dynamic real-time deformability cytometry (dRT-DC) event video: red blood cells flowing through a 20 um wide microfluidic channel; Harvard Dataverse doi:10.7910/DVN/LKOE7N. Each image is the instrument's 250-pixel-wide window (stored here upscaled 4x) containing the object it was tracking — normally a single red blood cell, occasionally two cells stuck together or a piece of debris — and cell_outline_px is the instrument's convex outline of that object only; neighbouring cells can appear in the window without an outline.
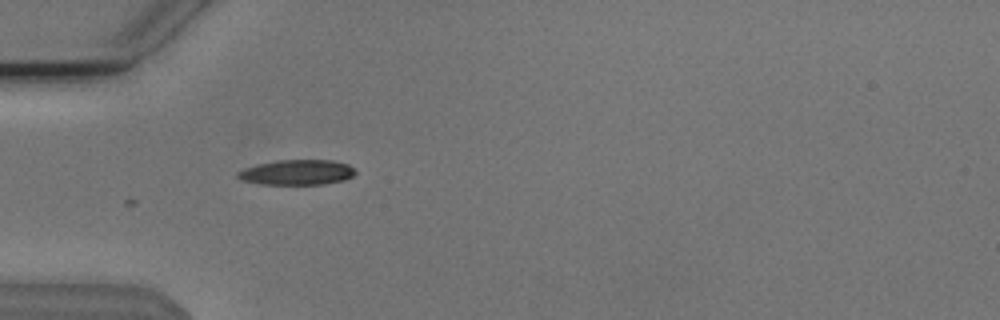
{"species": "Egyptian fruit bat (a non-hibernating species)", "species_latin": "Rousettus aegyptiacus", "temperature_condition": "cold", "stored_images_in_passage": 22, "camera_frame_rate_fps": 3000, "um_per_image_px": 0.085, "animal": {"sex": "male"}, "frame": {"image": 1, "passage_image": 1, "time_ms": 0.0, "image_size_px": [1000, 320], "cell_outline_px": [[356, 172], [352, 176], [344, 180], [324, 184], [260, 184], [244, 180], [236, 176], [236, 172], [244, 168], [276, 160], [332, 160], [348, 164]], "centroid_in_image_um": [25.25, 14.64], "position_along_channel_um": 59.8, "area_um2": 17.11}}
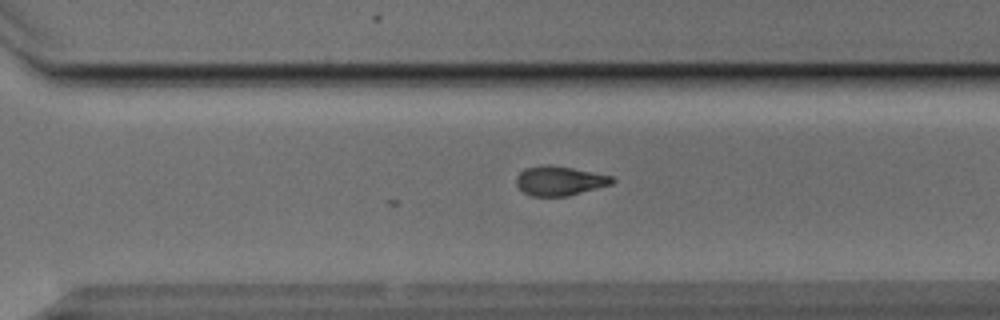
{"frame": {"image": 2, "passage_image": 22, "time_ms": 7.0, "image_size_px": [1000, 320], "cell_outline_px": [[616, 180], [612, 184], [568, 196], [528, 196], [516, 184], [516, 176], [520, 172], [528, 168], [544, 164], [548, 164], [572, 168], [612, 176]], "centroid_in_image_um": [47.56, 15.37], "position_along_channel_um": 323.0, "area_um2": 16.36}}